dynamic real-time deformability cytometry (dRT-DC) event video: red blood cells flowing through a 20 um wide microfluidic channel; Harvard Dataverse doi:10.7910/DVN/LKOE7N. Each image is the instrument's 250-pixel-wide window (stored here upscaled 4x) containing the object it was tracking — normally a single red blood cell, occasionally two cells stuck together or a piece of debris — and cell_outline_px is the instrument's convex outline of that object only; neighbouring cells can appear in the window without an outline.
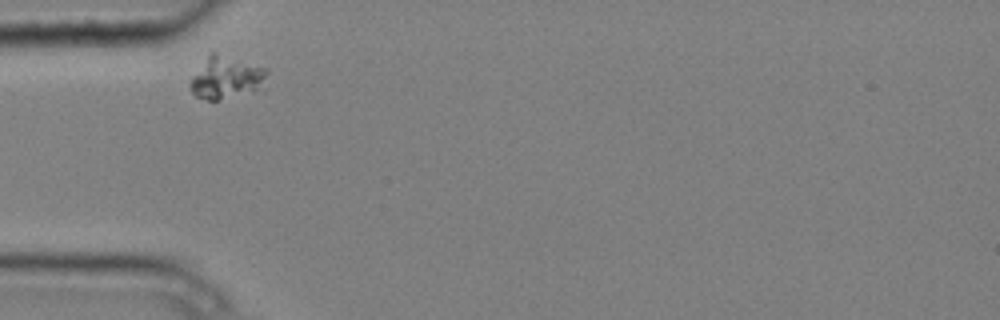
{"species": "common noctule bat (a hibernating species)", "species_latin": "Nyctalus noctula", "temperature_condition": "cold", "stored_images_in_passage": 2, "camera_frame_rate_fps": 3000, "um_per_image_px": 0.085, "animal": {"sex": "male", "body_mass_g": 20.4}, "frame": {"image": 1, "passage_image": 1, "time_ms": 0.0, "image_size_px": [1000, 320], "cell_outline_px": [[268, 72], [256, 88], [252, 92], [216, 100], [208, 100], [196, 96], [192, 92], [192, 80], [208, 56], [212, 52], [216, 52], [268, 68]], "centroid_in_image_um": [19.25, 6.58], "position_along_channel_um": 65.8, "area_um2": 18.03}}
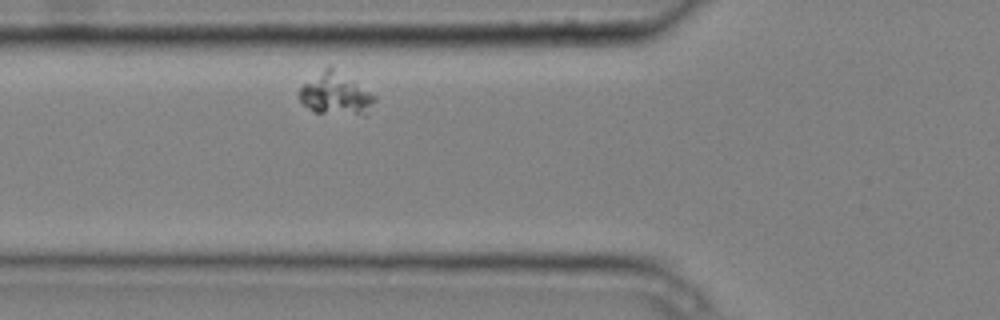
{"frame": {"image": 2, "passage_image": 2, "time_ms": 0.333, "image_size_px": [1000, 320], "cell_outline_px": [[376, 100], [368, 116], [364, 116], [316, 112], [304, 104], [300, 100], [300, 88], [304, 84], [328, 64], [332, 64], [376, 96]], "centroid_in_image_um": [28.6, 7.97], "position_along_channel_um": 97.2, "area_um2": 18.84}}